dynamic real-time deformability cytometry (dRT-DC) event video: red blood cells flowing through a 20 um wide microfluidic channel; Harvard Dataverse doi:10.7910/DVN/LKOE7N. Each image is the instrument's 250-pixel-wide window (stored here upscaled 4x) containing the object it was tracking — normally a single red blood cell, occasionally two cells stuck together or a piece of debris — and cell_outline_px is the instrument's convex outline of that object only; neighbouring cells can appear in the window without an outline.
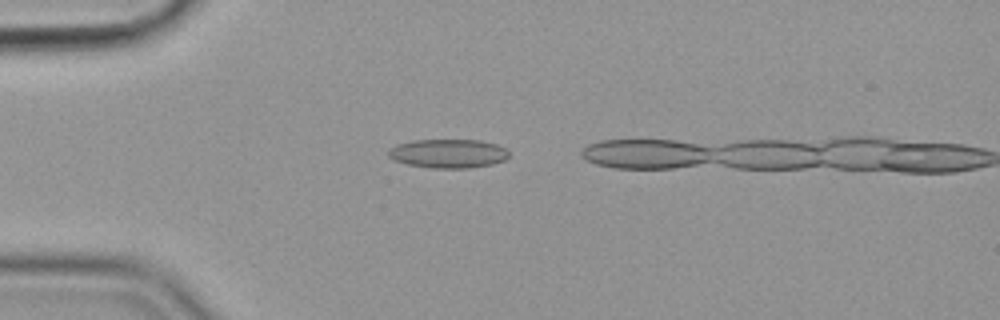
{"species": "common noctule bat (a hibernating species)", "species_latin": "Nyctalus noctula", "temperature_condition": "cold", "stored_images_in_passage": 13, "camera_frame_rate_fps": 3000, "um_per_image_px": 0.085, "animal": {"sex": "female", "body_mass_g": 19.9}, "frame": {"image": 1, "passage_image": 3, "time_ms": 0.667, "image_size_px": [1000, 320], "cell_outline_px": [[508, 156], [504, 160], [492, 164], [468, 168], [432, 168], [408, 164], [392, 160], [388, 156], [388, 148], [396, 144], [412, 140], [480, 140], [496, 144], [508, 148]], "centroid_in_image_um": [38.07, 13.04], "position_along_channel_um": 46.9, "area_um2": 20.46}}
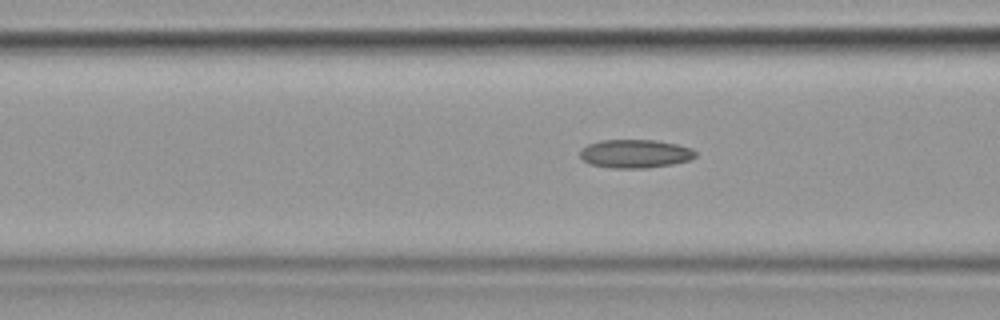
{"frame": {"image": 2, "passage_image": 10, "time_ms": 3.0, "image_size_px": [1000, 320], "cell_outline_px": [[696, 156], [688, 160], [672, 164], [648, 168], [612, 168], [588, 164], [580, 156], [580, 152], [588, 144], [600, 140], [656, 140], [676, 144], [692, 148], [696, 152]], "centroid_in_image_um": [53.99, 13.07], "position_along_channel_um": 112.6, "area_um2": 19.13}}